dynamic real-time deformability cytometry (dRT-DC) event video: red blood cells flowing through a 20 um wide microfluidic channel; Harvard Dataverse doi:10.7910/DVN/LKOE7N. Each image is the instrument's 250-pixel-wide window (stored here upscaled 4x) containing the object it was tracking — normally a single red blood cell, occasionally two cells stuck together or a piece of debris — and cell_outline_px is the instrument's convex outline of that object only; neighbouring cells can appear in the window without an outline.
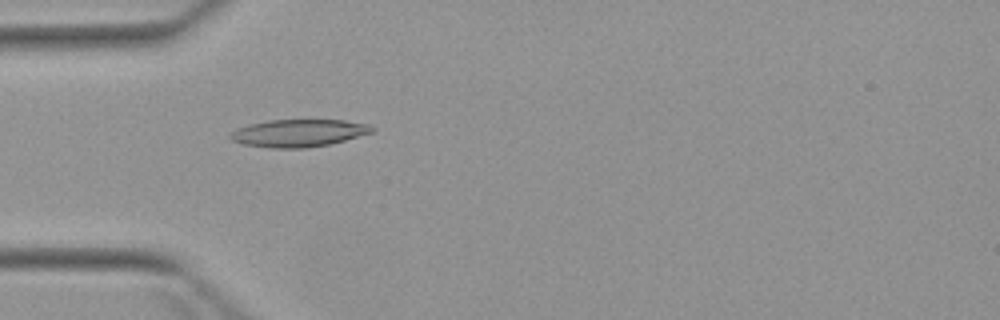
{"species": "Egyptian fruit bat (a non-hibernating species)", "species_latin": "Rousettus aegyptiacus", "temperature_condition": "warm", "stored_images_in_passage": 4, "camera_frame_rate_fps": 3000, "um_per_image_px": 0.085, "animal": {"sex": "female"}, "frame": {"image": 1, "passage_image": 3, "time_ms": 3.0, "image_size_px": [1000, 320], "cell_outline_px": [[376, 128], [372, 132], [344, 140], [328, 144], [308, 148], [268, 148], [244, 144], [232, 140], [228, 136], [236, 128], [248, 124], [268, 120], [344, 120], [368, 124]], "centroid_in_image_um": [25.35, 11.31], "position_along_channel_um": 59.7, "area_um2": 22.66}}
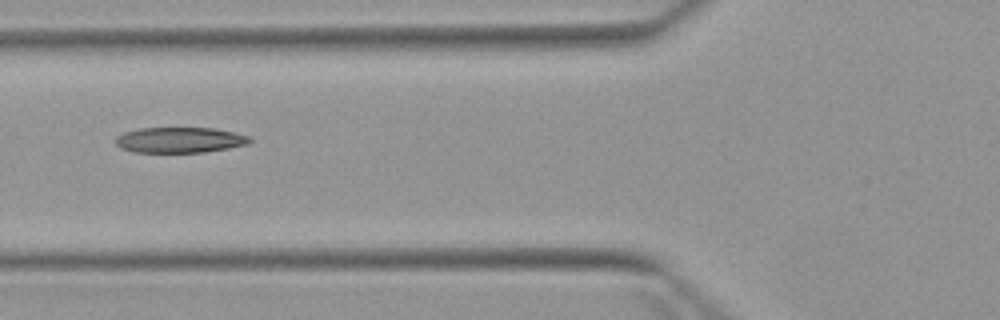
{"frame": {"image": 2, "passage_image": 4, "time_ms": 4.333, "image_size_px": [1000, 320], "cell_outline_px": [[252, 140], [248, 144], [228, 148], [204, 152], [132, 152], [120, 148], [116, 144], [116, 136], [124, 132], [140, 128], [212, 128], [236, 132], [252, 136]], "centroid_in_image_um": [15.3, 11.89], "position_along_channel_um": 110.5, "area_um2": 20.11}}